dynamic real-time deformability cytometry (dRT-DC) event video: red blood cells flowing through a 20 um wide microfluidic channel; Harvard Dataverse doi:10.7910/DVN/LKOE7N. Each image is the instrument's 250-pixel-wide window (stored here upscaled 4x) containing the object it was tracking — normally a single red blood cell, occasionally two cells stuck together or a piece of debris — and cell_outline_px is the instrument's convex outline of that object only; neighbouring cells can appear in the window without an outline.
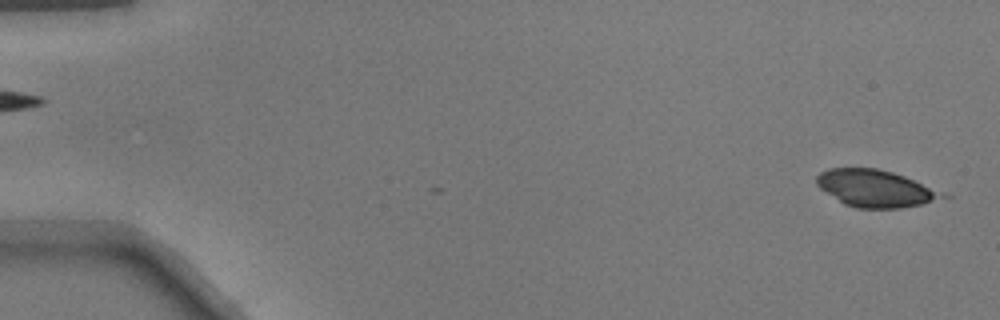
{"species": "common noctule bat (a hibernating species)", "species_latin": "Nyctalus noctula", "temperature_condition": "warm", "stored_images_in_passage": 15, "camera_frame_rate_fps": 3000, "um_per_image_px": 0.085, "animal": {"sex": "male", "body_mass_g": 17.9}, "frame": {"image": 1, "passage_image": 1, "time_ms": 0.0, "image_size_px": [1000, 320], "cell_outline_px": [[952, 196], [920, 204], [900, 208], [856, 208], [844, 204], [820, 188], [816, 184], [816, 176], [820, 172], [828, 168], [876, 168], [892, 172], [904, 176], [944, 192]], "centroid_in_image_um": [74.41, 16.01], "position_along_channel_um": 10.6, "area_um2": 27.11}}
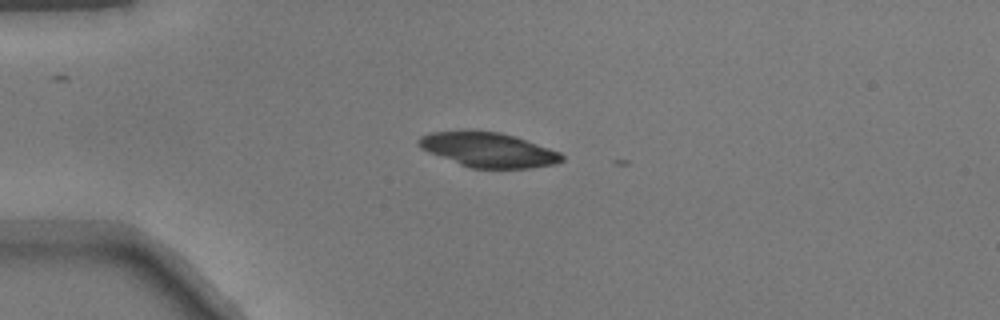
{"frame": {"image": 2, "passage_image": 12, "time_ms": 3.667, "image_size_px": [1000, 320], "cell_outline_px": [[564, 160], [552, 164], [528, 168], [472, 168], [460, 164], [428, 152], [420, 148], [416, 144], [416, 140], [420, 136], [432, 132], [460, 128], [472, 128], [500, 132], [516, 136], [560, 152], [564, 156]], "centroid_in_image_um": [41.43, 12.68], "position_along_channel_um": 43.6, "area_um2": 29.59}}